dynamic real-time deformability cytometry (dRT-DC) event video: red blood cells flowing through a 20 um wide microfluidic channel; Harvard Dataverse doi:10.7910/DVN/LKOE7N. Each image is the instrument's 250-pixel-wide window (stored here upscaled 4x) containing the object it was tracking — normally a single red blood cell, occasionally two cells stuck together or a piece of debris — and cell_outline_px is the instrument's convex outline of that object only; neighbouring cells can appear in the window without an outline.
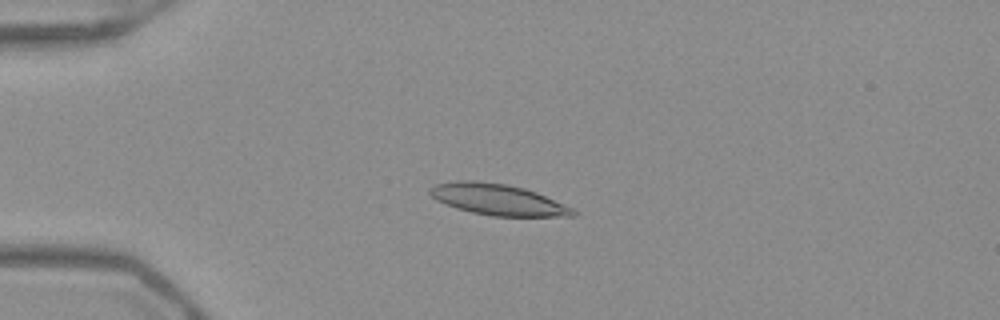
{"species": "Egyptian fruit bat (a non-hibernating species)", "species_latin": "Rousettus aegyptiacus", "temperature_condition": "warm", "stored_images_in_passage": 53, "camera_frame_rate_fps": 3000, "um_per_image_px": 0.085, "frame": {"image": 1, "passage_image": 14, "time_ms": 4.333, "image_size_px": [1000, 320], "cell_outline_px": [[576, 216], [492, 216], [472, 212], [456, 208], [436, 200], [428, 192], [428, 188], [436, 184], [456, 180], [476, 180], [508, 184], [524, 188], [536, 192], [572, 208], [576, 212]], "centroid_in_image_um": [42.27, 16.95], "position_along_channel_um": 42.7, "area_um2": 25.89}}
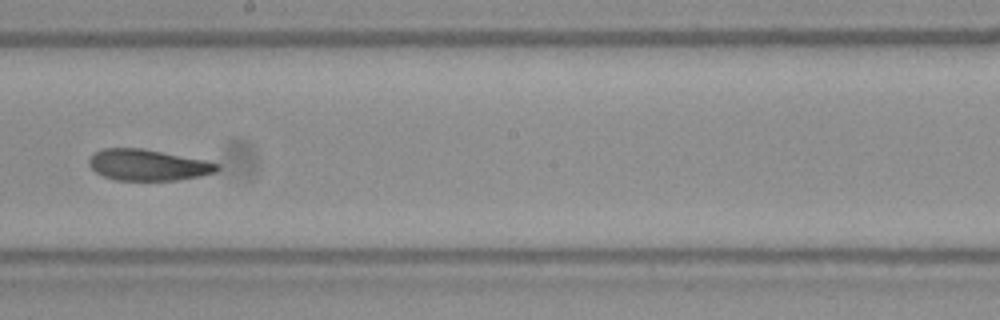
{"frame": {"image": 2, "passage_image": 31, "time_ms": 10.0, "image_size_px": [1000, 320], "cell_outline_px": [[220, 168], [216, 172], [200, 176], [176, 180], [112, 180], [96, 172], [88, 164], [88, 160], [96, 152], [104, 148], [144, 148], [208, 160], [220, 164]], "centroid_in_image_um": [12.62, 14.02], "position_along_channel_um": 235.6, "area_um2": 23.47}}
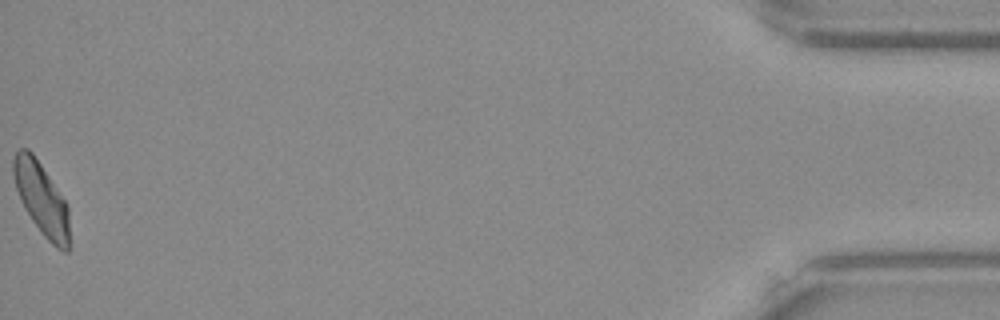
{"frame": {"image": 3, "passage_image": 53, "time_ms": 17.333, "image_size_px": [1000, 320], "cell_outline_px": [[68, 252], [64, 252], [56, 248], [44, 236], [32, 220], [24, 208], [20, 200], [12, 176], [12, 156], [20, 148], [28, 148], [32, 152], [64, 200], [68, 208]], "centroid_in_image_um": [3.47, 16.87], "position_along_channel_um": 431.7, "area_um2": 23.35}, "authors_computed_cell_mechanics": {"area_um2": 24.6228, "velocity_mm_per_s": 3.9403, "shape_relaxation_time_tau1_ms": 6.8774, "shape_relaxation_time_tau2_ms": 3.1039, "deformation_change_tau1": 0.1708, "deformation_change_tau2": 0.0913}}